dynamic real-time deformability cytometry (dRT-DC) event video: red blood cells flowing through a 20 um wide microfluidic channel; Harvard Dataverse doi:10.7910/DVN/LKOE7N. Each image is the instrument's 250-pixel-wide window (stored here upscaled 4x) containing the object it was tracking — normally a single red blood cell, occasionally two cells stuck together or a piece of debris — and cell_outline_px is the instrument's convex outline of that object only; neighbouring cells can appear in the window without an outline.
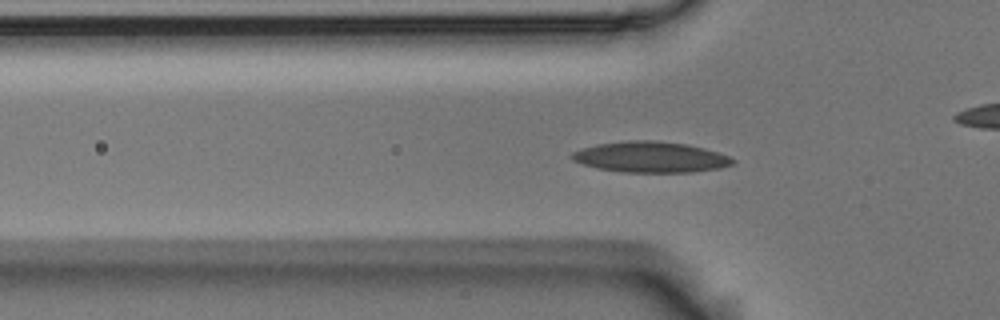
{"species": "Egyptian fruit bat (a non-hibernating species)", "species_latin": "Rousettus aegyptiacus", "temperature_condition": "room temperature", "stored_images_in_passage": 54, "camera_frame_rate_fps": 3000, "um_per_image_px": 0.085, "animal": {"sex": "male"}, "frame": {"image": 1, "passage_image": 16, "time_ms": 5.0, "image_size_px": [1000, 320], "cell_outline_px": [[736, 160], [732, 164], [720, 168], [692, 172], [624, 172], [596, 168], [572, 160], [568, 156], [572, 152], [596, 144], [628, 140], [656, 140], [688, 144], [704, 148], [728, 156]], "centroid_in_image_um": [55.28, 13.34], "position_along_channel_um": 70.5, "area_um2": 28.9}}
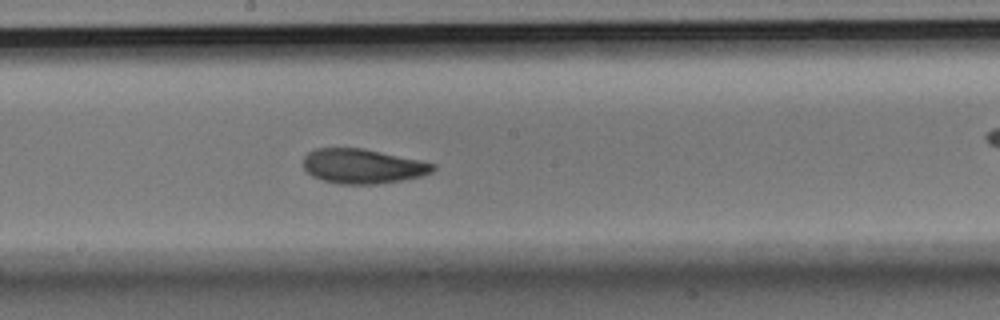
{"frame": {"image": 2, "passage_image": 28, "time_ms": 9.0, "image_size_px": [1000, 320], "cell_outline_px": [[436, 168], [432, 172], [420, 176], [400, 180], [376, 184], [340, 184], [324, 180], [312, 176], [304, 168], [304, 156], [308, 152], [316, 148], [364, 148], [420, 160], [436, 164]], "centroid_in_image_um": [30.83, 14.12], "position_along_channel_um": 217.4, "area_um2": 26.07}}
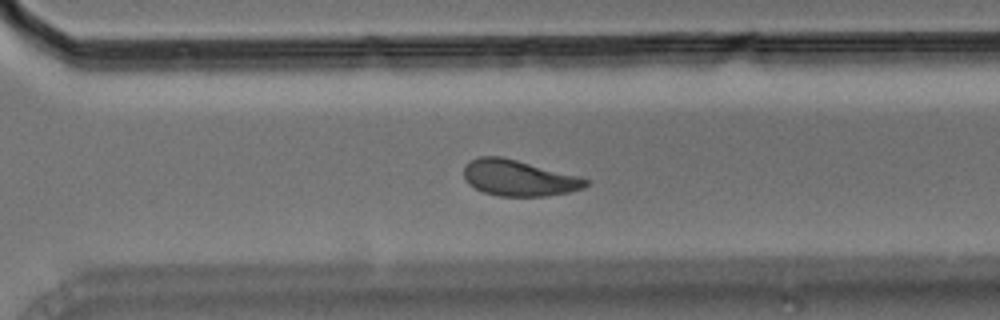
{"frame": {"image": 3, "passage_image": 37, "time_ms": 12.0, "image_size_px": [1000, 320], "cell_outline_px": [[592, 180], [584, 188], [568, 192], [544, 196], [500, 196], [484, 192], [468, 184], [464, 180], [464, 164], [480, 156], [500, 156], [516, 160]], "centroid_in_image_um": [44.07, 15.13], "position_along_channel_um": 326.5, "area_um2": 25.32}, "authors_computed_cell_mechanics": {"area_um2": 26.0967, "velocity_mm_per_s": 3.6525, "shape_relaxation_time_tau1_ms": 5.87, "shape_relaxation_time_tau2_ms": 3.5034, "deformation_change_tau1": 0.1515, "deformation_change_tau2": 0.0905}}